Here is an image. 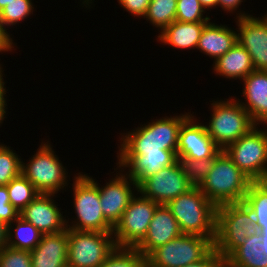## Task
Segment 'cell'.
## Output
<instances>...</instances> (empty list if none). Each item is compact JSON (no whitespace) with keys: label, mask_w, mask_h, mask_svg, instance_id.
<instances>
[{"label":"cell","mask_w":267,"mask_h":267,"mask_svg":"<svg viewBox=\"0 0 267 267\" xmlns=\"http://www.w3.org/2000/svg\"><path fill=\"white\" fill-rule=\"evenodd\" d=\"M192 187L193 185L177 160L174 164L145 178L138 185V191L145 198H149L159 205H167L171 200L186 193Z\"/></svg>","instance_id":"cell-12"},{"label":"cell","mask_w":267,"mask_h":267,"mask_svg":"<svg viewBox=\"0 0 267 267\" xmlns=\"http://www.w3.org/2000/svg\"><path fill=\"white\" fill-rule=\"evenodd\" d=\"M208 22L186 23L173 21L158 34V42L177 49H196L201 32Z\"/></svg>","instance_id":"cell-23"},{"label":"cell","mask_w":267,"mask_h":267,"mask_svg":"<svg viewBox=\"0 0 267 267\" xmlns=\"http://www.w3.org/2000/svg\"><path fill=\"white\" fill-rule=\"evenodd\" d=\"M206 10L199 0H177L176 20L180 22H209V15L204 16Z\"/></svg>","instance_id":"cell-33"},{"label":"cell","mask_w":267,"mask_h":267,"mask_svg":"<svg viewBox=\"0 0 267 267\" xmlns=\"http://www.w3.org/2000/svg\"><path fill=\"white\" fill-rule=\"evenodd\" d=\"M192 114L190 111L152 119L140 127L121 133L117 155H145L160 150H177L180 127Z\"/></svg>","instance_id":"cell-1"},{"label":"cell","mask_w":267,"mask_h":267,"mask_svg":"<svg viewBox=\"0 0 267 267\" xmlns=\"http://www.w3.org/2000/svg\"><path fill=\"white\" fill-rule=\"evenodd\" d=\"M212 67L217 76L240 81L254 71L250 54L238 41L223 56L218 57Z\"/></svg>","instance_id":"cell-22"},{"label":"cell","mask_w":267,"mask_h":267,"mask_svg":"<svg viewBox=\"0 0 267 267\" xmlns=\"http://www.w3.org/2000/svg\"><path fill=\"white\" fill-rule=\"evenodd\" d=\"M177 220L182 234H194L216 238V206L193 186L189 191L179 195L166 205Z\"/></svg>","instance_id":"cell-2"},{"label":"cell","mask_w":267,"mask_h":267,"mask_svg":"<svg viewBox=\"0 0 267 267\" xmlns=\"http://www.w3.org/2000/svg\"><path fill=\"white\" fill-rule=\"evenodd\" d=\"M158 203L139 191L132 197L120 221L113 228L116 247L135 248L146 236Z\"/></svg>","instance_id":"cell-11"},{"label":"cell","mask_w":267,"mask_h":267,"mask_svg":"<svg viewBox=\"0 0 267 267\" xmlns=\"http://www.w3.org/2000/svg\"><path fill=\"white\" fill-rule=\"evenodd\" d=\"M146 257L136 248L116 247L99 267H142Z\"/></svg>","instance_id":"cell-31"},{"label":"cell","mask_w":267,"mask_h":267,"mask_svg":"<svg viewBox=\"0 0 267 267\" xmlns=\"http://www.w3.org/2000/svg\"><path fill=\"white\" fill-rule=\"evenodd\" d=\"M19 217V212L10 204L6 186H0V221L6 226Z\"/></svg>","instance_id":"cell-35"},{"label":"cell","mask_w":267,"mask_h":267,"mask_svg":"<svg viewBox=\"0 0 267 267\" xmlns=\"http://www.w3.org/2000/svg\"><path fill=\"white\" fill-rule=\"evenodd\" d=\"M177 0H151L143 19L160 33L176 20Z\"/></svg>","instance_id":"cell-27"},{"label":"cell","mask_w":267,"mask_h":267,"mask_svg":"<svg viewBox=\"0 0 267 267\" xmlns=\"http://www.w3.org/2000/svg\"><path fill=\"white\" fill-rule=\"evenodd\" d=\"M224 259L213 249L204 259L183 267H222Z\"/></svg>","instance_id":"cell-37"},{"label":"cell","mask_w":267,"mask_h":267,"mask_svg":"<svg viewBox=\"0 0 267 267\" xmlns=\"http://www.w3.org/2000/svg\"><path fill=\"white\" fill-rule=\"evenodd\" d=\"M30 254L31 267H66L68 229L56 234H43L41 241Z\"/></svg>","instance_id":"cell-20"},{"label":"cell","mask_w":267,"mask_h":267,"mask_svg":"<svg viewBox=\"0 0 267 267\" xmlns=\"http://www.w3.org/2000/svg\"><path fill=\"white\" fill-rule=\"evenodd\" d=\"M237 19V41L251 56L254 70L267 71V13Z\"/></svg>","instance_id":"cell-14"},{"label":"cell","mask_w":267,"mask_h":267,"mask_svg":"<svg viewBox=\"0 0 267 267\" xmlns=\"http://www.w3.org/2000/svg\"><path fill=\"white\" fill-rule=\"evenodd\" d=\"M7 246L32 251L41 241L42 233L20 216L7 225Z\"/></svg>","instance_id":"cell-25"},{"label":"cell","mask_w":267,"mask_h":267,"mask_svg":"<svg viewBox=\"0 0 267 267\" xmlns=\"http://www.w3.org/2000/svg\"><path fill=\"white\" fill-rule=\"evenodd\" d=\"M115 170V178L108 179L109 182L106 181L105 186L102 187L98 183L102 213L113 227L120 221L130 200L138 191L137 183L126 171L118 167L114 168Z\"/></svg>","instance_id":"cell-13"},{"label":"cell","mask_w":267,"mask_h":267,"mask_svg":"<svg viewBox=\"0 0 267 267\" xmlns=\"http://www.w3.org/2000/svg\"><path fill=\"white\" fill-rule=\"evenodd\" d=\"M251 182L226 152L220 150L214 156L213 168L198 187L217 207L243 202Z\"/></svg>","instance_id":"cell-3"},{"label":"cell","mask_w":267,"mask_h":267,"mask_svg":"<svg viewBox=\"0 0 267 267\" xmlns=\"http://www.w3.org/2000/svg\"><path fill=\"white\" fill-rule=\"evenodd\" d=\"M259 233L252 212L241 203H227L216 208L214 250L225 260L247 237Z\"/></svg>","instance_id":"cell-5"},{"label":"cell","mask_w":267,"mask_h":267,"mask_svg":"<svg viewBox=\"0 0 267 267\" xmlns=\"http://www.w3.org/2000/svg\"><path fill=\"white\" fill-rule=\"evenodd\" d=\"M7 226L0 221V250L7 245Z\"/></svg>","instance_id":"cell-41"},{"label":"cell","mask_w":267,"mask_h":267,"mask_svg":"<svg viewBox=\"0 0 267 267\" xmlns=\"http://www.w3.org/2000/svg\"><path fill=\"white\" fill-rule=\"evenodd\" d=\"M243 1L244 0H218V7H221L227 14L232 13L233 15V13L235 14L237 11L238 14L236 13V17L234 18L250 16V13H246V11L242 12L241 9L238 11V8L241 6Z\"/></svg>","instance_id":"cell-38"},{"label":"cell","mask_w":267,"mask_h":267,"mask_svg":"<svg viewBox=\"0 0 267 267\" xmlns=\"http://www.w3.org/2000/svg\"><path fill=\"white\" fill-rule=\"evenodd\" d=\"M227 25L208 22L200 35L197 48L201 53L214 58L223 56L237 42V30Z\"/></svg>","instance_id":"cell-21"},{"label":"cell","mask_w":267,"mask_h":267,"mask_svg":"<svg viewBox=\"0 0 267 267\" xmlns=\"http://www.w3.org/2000/svg\"><path fill=\"white\" fill-rule=\"evenodd\" d=\"M47 141V142H46ZM42 141L27 163L22 160L21 174L40 194H57L68 188V170L52 149L49 140ZM46 142V143H45ZM69 180H68V179Z\"/></svg>","instance_id":"cell-7"},{"label":"cell","mask_w":267,"mask_h":267,"mask_svg":"<svg viewBox=\"0 0 267 267\" xmlns=\"http://www.w3.org/2000/svg\"><path fill=\"white\" fill-rule=\"evenodd\" d=\"M0 267H31L30 251L4 246L0 250Z\"/></svg>","instance_id":"cell-34"},{"label":"cell","mask_w":267,"mask_h":267,"mask_svg":"<svg viewBox=\"0 0 267 267\" xmlns=\"http://www.w3.org/2000/svg\"><path fill=\"white\" fill-rule=\"evenodd\" d=\"M151 0H117L120 7L127 12L131 13L132 16L142 18L147 12V8Z\"/></svg>","instance_id":"cell-36"},{"label":"cell","mask_w":267,"mask_h":267,"mask_svg":"<svg viewBox=\"0 0 267 267\" xmlns=\"http://www.w3.org/2000/svg\"><path fill=\"white\" fill-rule=\"evenodd\" d=\"M242 82V96L237 99L256 125H267V71L254 70Z\"/></svg>","instance_id":"cell-19"},{"label":"cell","mask_w":267,"mask_h":267,"mask_svg":"<svg viewBox=\"0 0 267 267\" xmlns=\"http://www.w3.org/2000/svg\"><path fill=\"white\" fill-rule=\"evenodd\" d=\"M259 232L262 235V238H263L262 243L265 245V248L267 251V224H264V227L259 229Z\"/></svg>","instance_id":"cell-43"},{"label":"cell","mask_w":267,"mask_h":267,"mask_svg":"<svg viewBox=\"0 0 267 267\" xmlns=\"http://www.w3.org/2000/svg\"><path fill=\"white\" fill-rule=\"evenodd\" d=\"M16 43L13 41L12 38H10L0 27V53H4V52H9L11 53V51L16 50L13 49ZM0 66H4L0 63Z\"/></svg>","instance_id":"cell-40"},{"label":"cell","mask_w":267,"mask_h":267,"mask_svg":"<svg viewBox=\"0 0 267 267\" xmlns=\"http://www.w3.org/2000/svg\"><path fill=\"white\" fill-rule=\"evenodd\" d=\"M184 174L193 186H199L214 165V157L201 160L179 158Z\"/></svg>","instance_id":"cell-32"},{"label":"cell","mask_w":267,"mask_h":267,"mask_svg":"<svg viewBox=\"0 0 267 267\" xmlns=\"http://www.w3.org/2000/svg\"><path fill=\"white\" fill-rule=\"evenodd\" d=\"M210 102H212L210 107L212 113L209 122H205V128L221 150L256 126L237 98L231 96L229 99Z\"/></svg>","instance_id":"cell-6"},{"label":"cell","mask_w":267,"mask_h":267,"mask_svg":"<svg viewBox=\"0 0 267 267\" xmlns=\"http://www.w3.org/2000/svg\"><path fill=\"white\" fill-rule=\"evenodd\" d=\"M115 248L113 233L68 229L67 265L99 267Z\"/></svg>","instance_id":"cell-10"},{"label":"cell","mask_w":267,"mask_h":267,"mask_svg":"<svg viewBox=\"0 0 267 267\" xmlns=\"http://www.w3.org/2000/svg\"><path fill=\"white\" fill-rule=\"evenodd\" d=\"M80 1H82V3H81V5H83L82 7L85 6L87 8V10H88V8L90 9L92 3L94 2V0H80Z\"/></svg>","instance_id":"cell-44"},{"label":"cell","mask_w":267,"mask_h":267,"mask_svg":"<svg viewBox=\"0 0 267 267\" xmlns=\"http://www.w3.org/2000/svg\"><path fill=\"white\" fill-rule=\"evenodd\" d=\"M224 151L252 182L267 181V125H256Z\"/></svg>","instance_id":"cell-8"},{"label":"cell","mask_w":267,"mask_h":267,"mask_svg":"<svg viewBox=\"0 0 267 267\" xmlns=\"http://www.w3.org/2000/svg\"><path fill=\"white\" fill-rule=\"evenodd\" d=\"M198 121L192 114L180 127L177 159L213 158L221 150L207 133L204 123Z\"/></svg>","instance_id":"cell-15"},{"label":"cell","mask_w":267,"mask_h":267,"mask_svg":"<svg viewBox=\"0 0 267 267\" xmlns=\"http://www.w3.org/2000/svg\"><path fill=\"white\" fill-rule=\"evenodd\" d=\"M243 203L252 212L258 229L267 224V181L251 182Z\"/></svg>","instance_id":"cell-26"},{"label":"cell","mask_w":267,"mask_h":267,"mask_svg":"<svg viewBox=\"0 0 267 267\" xmlns=\"http://www.w3.org/2000/svg\"><path fill=\"white\" fill-rule=\"evenodd\" d=\"M205 10L218 8V0H199ZM215 7V8H214Z\"/></svg>","instance_id":"cell-42"},{"label":"cell","mask_w":267,"mask_h":267,"mask_svg":"<svg viewBox=\"0 0 267 267\" xmlns=\"http://www.w3.org/2000/svg\"><path fill=\"white\" fill-rule=\"evenodd\" d=\"M3 75H5L4 74V70H3V67L0 69V127H1V125H3V122H4V120H5V118H6V112H7V110L6 109H8L6 106H7V95H6V93H7V91L8 90H6V87L4 86L5 85V81H4V78L3 77H5V76H3ZM6 97V98H5Z\"/></svg>","instance_id":"cell-39"},{"label":"cell","mask_w":267,"mask_h":267,"mask_svg":"<svg viewBox=\"0 0 267 267\" xmlns=\"http://www.w3.org/2000/svg\"><path fill=\"white\" fill-rule=\"evenodd\" d=\"M13 0H0V11H2Z\"/></svg>","instance_id":"cell-45"},{"label":"cell","mask_w":267,"mask_h":267,"mask_svg":"<svg viewBox=\"0 0 267 267\" xmlns=\"http://www.w3.org/2000/svg\"><path fill=\"white\" fill-rule=\"evenodd\" d=\"M181 234L171 210L166 205H159L154 212L146 236L135 248L147 257L153 250Z\"/></svg>","instance_id":"cell-18"},{"label":"cell","mask_w":267,"mask_h":267,"mask_svg":"<svg viewBox=\"0 0 267 267\" xmlns=\"http://www.w3.org/2000/svg\"><path fill=\"white\" fill-rule=\"evenodd\" d=\"M56 194H40L32 200L19 216L30 222L42 234H56L67 229L66 217L53 197Z\"/></svg>","instance_id":"cell-16"},{"label":"cell","mask_w":267,"mask_h":267,"mask_svg":"<svg viewBox=\"0 0 267 267\" xmlns=\"http://www.w3.org/2000/svg\"><path fill=\"white\" fill-rule=\"evenodd\" d=\"M33 0H13L2 11H0V27L11 38L10 26H16L22 20L27 19L33 14ZM30 15V16H29ZM8 28V29H7Z\"/></svg>","instance_id":"cell-29"},{"label":"cell","mask_w":267,"mask_h":267,"mask_svg":"<svg viewBox=\"0 0 267 267\" xmlns=\"http://www.w3.org/2000/svg\"><path fill=\"white\" fill-rule=\"evenodd\" d=\"M261 233L247 237L225 260L228 267H267V251Z\"/></svg>","instance_id":"cell-24"},{"label":"cell","mask_w":267,"mask_h":267,"mask_svg":"<svg viewBox=\"0 0 267 267\" xmlns=\"http://www.w3.org/2000/svg\"><path fill=\"white\" fill-rule=\"evenodd\" d=\"M214 249V242L194 234H181L153 250L146 262L151 267H183L204 259Z\"/></svg>","instance_id":"cell-9"},{"label":"cell","mask_w":267,"mask_h":267,"mask_svg":"<svg viewBox=\"0 0 267 267\" xmlns=\"http://www.w3.org/2000/svg\"><path fill=\"white\" fill-rule=\"evenodd\" d=\"M142 267H151L147 262Z\"/></svg>","instance_id":"cell-46"},{"label":"cell","mask_w":267,"mask_h":267,"mask_svg":"<svg viewBox=\"0 0 267 267\" xmlns=\"http://www.w3.org/2000/svg\"><path fill=\"white\" fill-rule=\"evenodd\" d=\"M10 148L12 147L0 142V186H6L13 178L21 174V156Z\"/></svg>","instance_id":"cell-30"},{"label":"cell","mask_w":267,"mask_h":267,"mask_svg":"<svg viewBox=\"0 0 267 267\" xmlns=\"http://www.w3.org/2000/svg\"><path fill=\"white\" fill-rule=\"evenodd\" d=\"M116 166L123 169L139 185L145 178L164 167L174 164L177 159L176 150H160L145 155H117Z\"/></svg>","instance_id":"cell-17"},{"label":"cell","mask_w":267,"mask_h":267,"mask_svg":"<svg viewBox=\"0 0 267 267\" xmlns=\"http://www.w3.org/2000/svg\"><path fill=\"white\" fill-rule=\"evenodd\" d=\"M10 204L20 213L40 193L22 174L7 185Z\"/></svg>","instance_id":"cell-28"},{"label":"cell","mask_w":267,"mask_h":267,"mask_svg":"<svg viewBox=\"0 0 267 267\" xmlns=\"http://www.w3.org/2000/svg\"><path fill=\"white\" fill-rule=\"evenodd\" d=\"M74 175L70 191H73V209L77 218L72 217L71 222L66 219L67 229L113 233L114 227L102 213L97 181L87 173Z\"/></svg>","instance_id":"cell-4"}]
</instances>
